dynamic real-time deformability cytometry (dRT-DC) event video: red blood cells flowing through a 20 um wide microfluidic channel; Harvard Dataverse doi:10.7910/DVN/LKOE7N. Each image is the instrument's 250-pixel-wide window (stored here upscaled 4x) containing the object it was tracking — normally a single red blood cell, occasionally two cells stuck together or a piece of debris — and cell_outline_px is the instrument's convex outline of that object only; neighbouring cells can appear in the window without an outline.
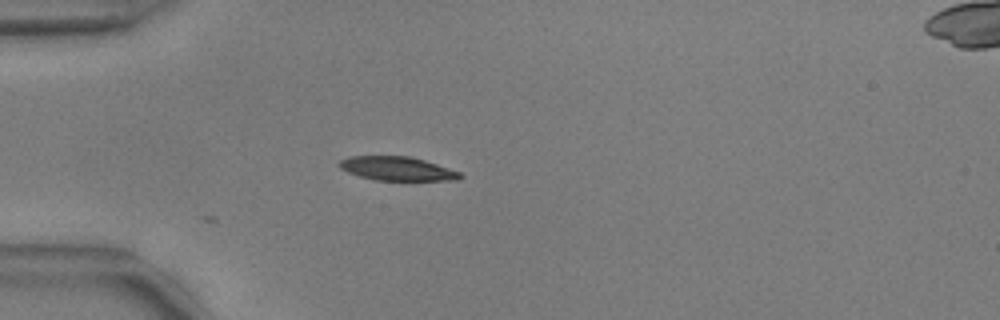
{"species": "common noctule bat (a hibernating species)", "species_latin": "Nyctalus noctula", "temperature_condition": "warm", "stored_images_in_passage": 32, "camera_frame_rate_fps": 3000, "um_per_image_px": 0.085, "animal": {"sex": "male", "body_mass_g": 17.9, "forearm_length_mm": 54.2}, "frame": {"image": 1, "passage_image": 1, "time_ms": 0.0, "image_size_px": [1000, 320], "cell_outline_px": [[464, 176], [456, 180], [376, 180], [360, 176], [348, 172], [340, 168], [336, 164], [340, 160], [348, 156], [408, 156], [424, 160], [460, 172]], "centroid_in_image_um": [33.72, 14.33], "position_along_channel_um": 51.3, "area_um2": 16.7}}
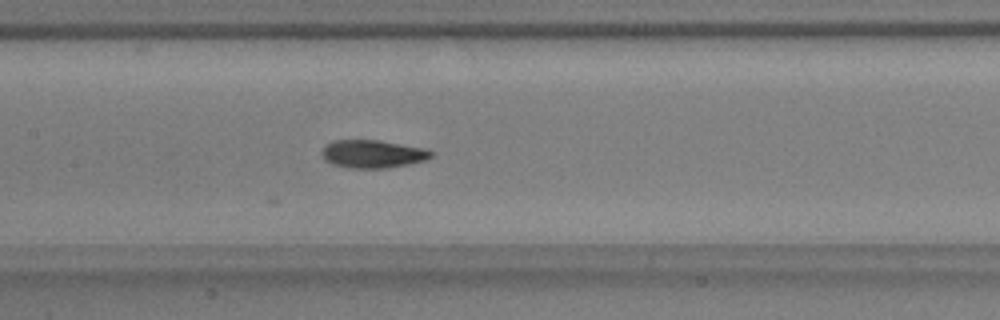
{"frame": {"image": 2, "passage_image": 12, "time_ms": 3.667, "image_size_px": [1000, 320], "cell_outline_px": [[432, 156], [424, 160], [408, 164], [384, 168], [348, 168], [332, 164], [324, 160], [320, 152], [324, 144], [332, 140], [380, 140], [424, 148], [432, 152]], "centroid_in_image_um": [31.6, 13.07], "position_along_channel_um": 175.8, "area_um2": 17.92}}
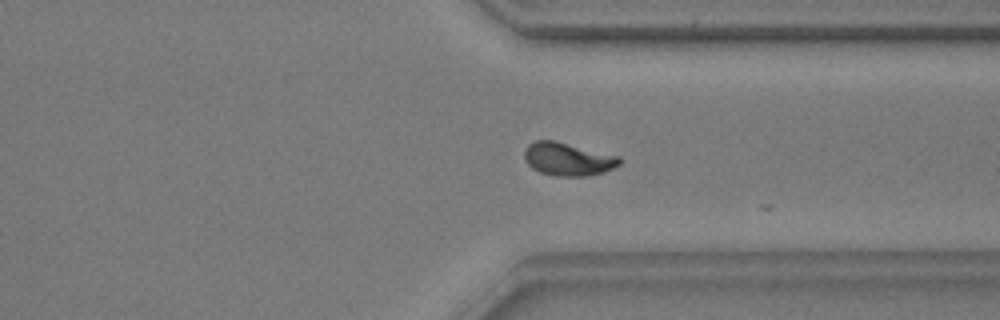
{"frame": {"image": 3, "passage_image": 27, "time_ms": 8.667, "image_size_px": [1000, 320], "cell_outline_px": [[624, 160], [620, 164], [604, 172], [584, 176], [556, 176], [540, 172], [532, 168], [528, 164], [524, 156], [524, 152], [528, 144], [536, 140], [552, 140], [620, 156]], "centroid_in_image_um": [48.29, 13.52], "position_along_channel_um": 363.1, "area_um2": 18.26}}